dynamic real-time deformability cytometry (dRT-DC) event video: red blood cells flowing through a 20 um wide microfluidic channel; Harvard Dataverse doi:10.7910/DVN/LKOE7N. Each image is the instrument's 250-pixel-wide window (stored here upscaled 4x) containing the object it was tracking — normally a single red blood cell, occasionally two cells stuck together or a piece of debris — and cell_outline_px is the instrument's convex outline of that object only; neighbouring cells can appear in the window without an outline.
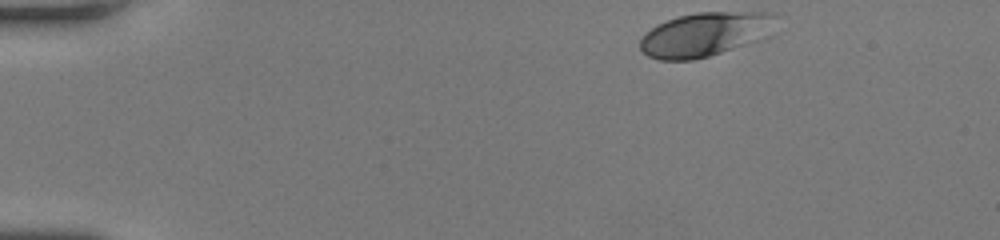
{"species": "human", "species_latin": "Homo sapiens", "temperature_condition": "room temperature", "stored_images_in_passage": 43, "camera_frame_rate_fps": 3000, "um_per_image_px": 0.085, "donor": {"sex": "female"}, "frame": {"image": 1, "passage_image": 1, "time_ms": 0.0, "image_size_px": [1000, 240], "cell_outline_px": [[776, 16], [744, 44], [708, 56], [692, 60], [660, 60], [648, 56], [640, 48], [640, 40], [656, 24], [680, 16], [696, 12], [776, 12]], "centroid_in_image_um": [59.69, 2.91], "position_along_channel_um": 25.3, "area_um2": 32.83}}
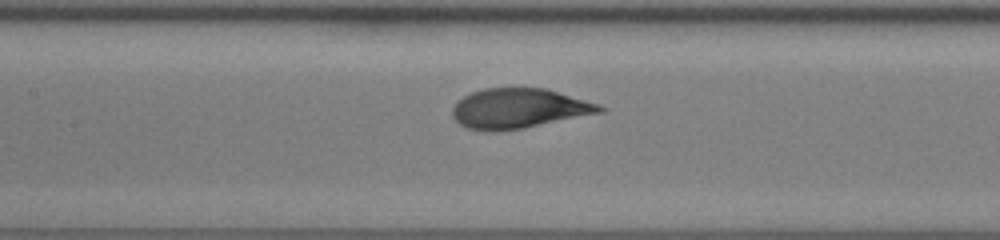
{"frame": {"image": 2, "passage_image": 18, "time_ms": 5.667, "image_size_px": [1000, 240], "cell_outline_px": [[608, 108], [604, 112], [524, 128], [484, 132], [468, 128], [460, 124], [452, 116], [452, 108], [456, 100], [472, 92], [484, 88], [544, 88], [600, 104]], "centroid_in_image_um": [44.1, 9.22], "position_along_channel_um": 163.3, "area_um2": 34.33}}
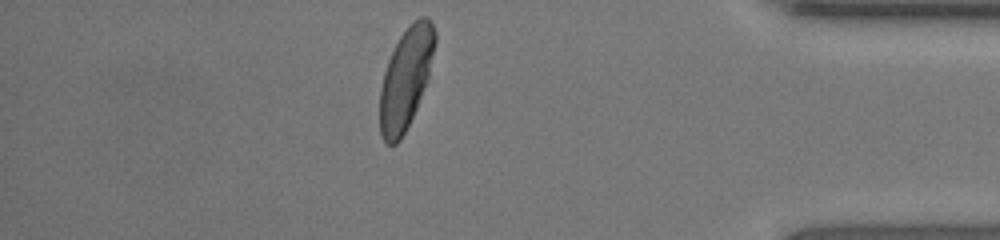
{"frame": {"image": 3, "passage_image": 37, "time_ms": 12.0, "image_size_px": [1000, 240], "cell_outline_px": [[436, 40], [428, 76], [416, 108], [400, 140], [396, 144], [384, 144], [380, 136], [380, 88], [384, 72], [388, 60], [400, 36], [408, 24], [412, 20], [420, 16], [428, 16], [432, 20], [436, 32]], "centroid_in_image_um": [34.49, 6.62], "position_along_channel_um": 400.7, "area_um2": 32.31}, "authors_computed_cell_mechanics": {"area_um2": 33.3506, "velocity_mm_per_s": 4.2411, "shape_relaxation_time_tau1_ms": 2.9489, "shape_relaxation_time_tau2_ms": null, "deformation_change_tau1": 0.1686, "deformation_change_tau2": null}}